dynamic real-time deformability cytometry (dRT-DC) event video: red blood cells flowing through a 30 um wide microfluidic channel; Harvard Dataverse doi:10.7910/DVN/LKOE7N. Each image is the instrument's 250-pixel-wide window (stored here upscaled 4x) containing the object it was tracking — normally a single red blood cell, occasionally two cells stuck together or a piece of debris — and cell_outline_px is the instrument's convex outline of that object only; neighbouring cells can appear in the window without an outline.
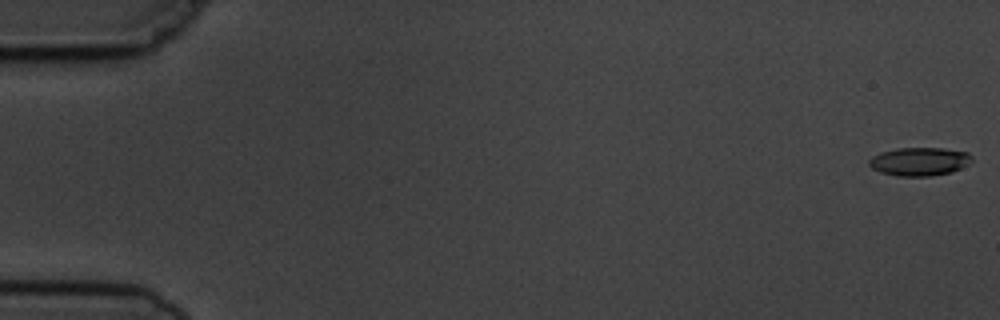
{"species": "common noctule bat (a hibernating species)", "species_latin": "Nyctalus noctula", "temperature_condition": "cold", "stored_images_in_passage": 7, "camera_frame_rate_fps": 3000, "um_per_image_px": 0.085, "animal": {"sex": "male", "body_mass_g": 19.5, "forearm_length_mm": 54.6}, "frame": {"image": 1, "passage_image": 1, "time_ms": 0.0, "image_size_px": [1000, 320], "cell_outline_px": [[972, 160], [968, 164], [952, 172], [932, 176], [896, 176], [880, 172], [872, 168], [868, 164], [868, 160], [872, 156], [880, 152], [896, 148], [944, 148], [968, 152], [972, 156]], "centroid_in_image_um": [78.14, 13.72], "position_along_channel_um": 6.9, "area_um2": 17.17}}
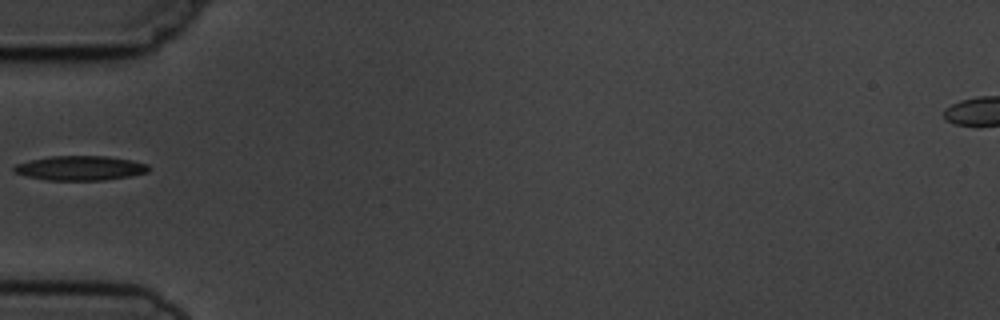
{"frame": {"image": 2, "passage_image": 6, "time_ms": 6.0, "image_size_px": [1000, 320], "cell_outline_px": [[148, 172], [132, 176], [104, 180], [48, 180], [24, 176], [16, 172], [12, 168], [16, 164], [28, 160], [48, 156], [108, 156], [132, 160], [148, 164]], "centroid_in_image_um": [6.81, 14.28], "position_along_channel_um": 78.2, "area_um2": 19.36}}
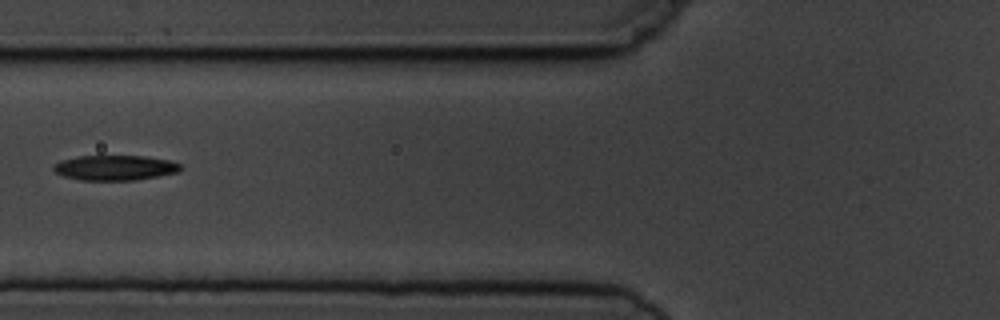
{"frame": {"image": 3, "passage_image": 7, "time_ms": 7.0, "image_size_px": [1000, 320], "cell_outline_px": [[184, 168], [180, 172], [136, 180], [80, 180], [64, 176], [56, 172], [52, 168], [52, 164], [60, 160], [76, 156], [144, 156], [168, 160], [180, 164]], "centroid_in_image_um": [9.77, 14.25], "position_along_channel_um": 116.0, "area_um2": 18.73}}